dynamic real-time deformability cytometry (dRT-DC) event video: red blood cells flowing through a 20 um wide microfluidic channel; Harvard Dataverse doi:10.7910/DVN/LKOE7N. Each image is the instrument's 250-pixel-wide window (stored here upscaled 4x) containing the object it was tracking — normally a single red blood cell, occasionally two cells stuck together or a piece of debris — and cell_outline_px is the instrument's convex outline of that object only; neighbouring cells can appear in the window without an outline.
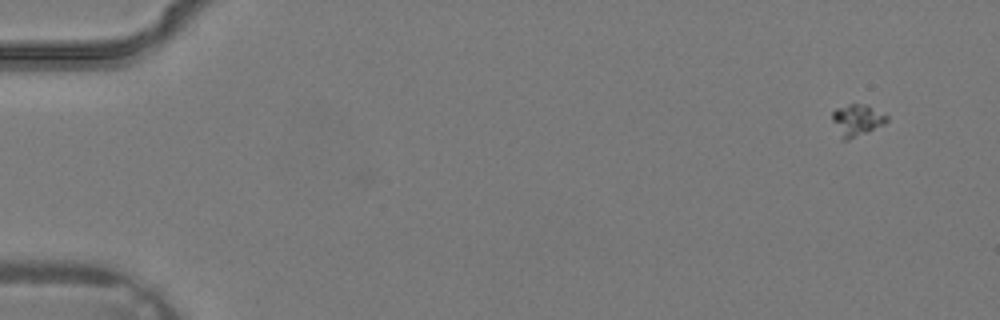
{"species": "common noctule bat (a hibernating species)", "species_latin": "Nyctalus noctula", "temperature_condition": "warm", "stored_images_in_passage": 3, "camera_frame_rate_fps": 3000, "um_per_image_px": 0.085, "animal": {"sex": "male", "body_mass_g": 19.2, "forearm_length_mm": 51.8}, "frame": {"image": 1, "passage_image": 1, "time_ms": 0.0, "image_size_px": [1000, 320], "cell_outline_px": [[888, 120], [884, 124], [848, 140], [840, 140], [832, 120], [832, 112], [836, 108], [848, 104], [868, 104], [888, 116]], "centroid_in_image_um": [72.81, 10.2], "position_along_channel_um": 12.2, "area_um2": 10.17}}